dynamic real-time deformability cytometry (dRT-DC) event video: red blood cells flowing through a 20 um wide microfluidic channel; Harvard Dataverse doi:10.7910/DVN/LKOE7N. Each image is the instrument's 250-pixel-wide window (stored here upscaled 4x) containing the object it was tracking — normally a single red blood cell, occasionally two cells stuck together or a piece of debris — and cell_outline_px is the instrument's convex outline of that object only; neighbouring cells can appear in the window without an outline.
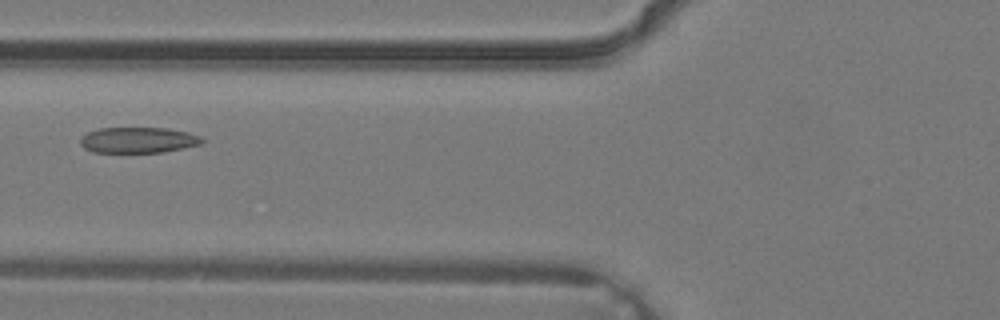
{"species": "common noctule bat (a hibernating species)", "species_latin": "Nyctalus noctula", "temperature_condition": "warm", "stored_images_in_passage": 4, "camera_frame_rate_fps": 3000, "um_per_image_px": 0.085, "animal": {"sex": "male", "body_mass_g": 19.2, "forearm_length_mm": 51.8}, "frame": {"image": 1, "passage_image": 4, "time_ms": 1.0, "image_size_px": [1000, 320], "cell_outline_px": [[204, 144], [164, 152], [92, 152], [84, 148], [80, 144], [80, 136], [88, 132], [100, 128], [168, 128], [188, 132], [200, 136], [204, 140]], "centroid_in_image_um": [11.76, 11.9], "position_along_channel_um": 114.0, "area_um2": 18.44}}